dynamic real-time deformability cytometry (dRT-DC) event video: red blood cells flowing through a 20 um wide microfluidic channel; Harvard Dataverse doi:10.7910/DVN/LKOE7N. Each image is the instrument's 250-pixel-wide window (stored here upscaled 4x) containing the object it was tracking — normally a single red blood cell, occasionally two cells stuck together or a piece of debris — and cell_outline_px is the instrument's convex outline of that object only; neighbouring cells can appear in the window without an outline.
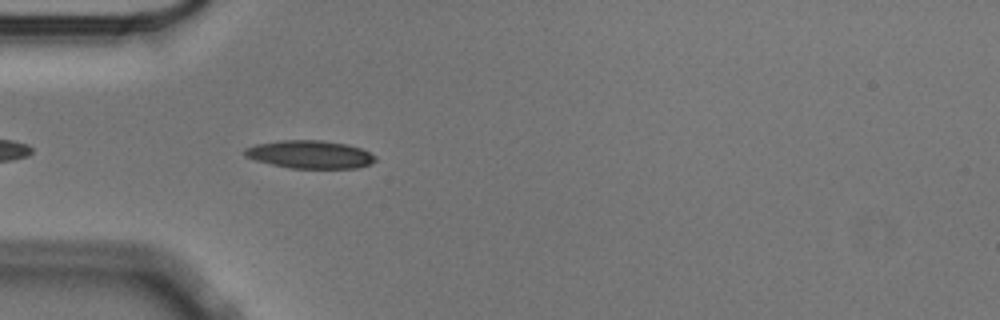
{"species": "Egyptian fruit bat (a non-hibernating species)", "species_latin": "Rousettus aegyptiacus", "temperature_condition": "cold", "stored_images_in_passage": 34, "camera_frame_rate_fps": 3000, "um_per_image_px": 0.085, "animal": {"sex": "male"}, "frame": {"image": 1, "passage_image": 4, "time_ms": 1.0, "image_size_px": [1000, 320], "cell_outline_px": [[376, 160], [372, 164], [356, 168], [288, 168], [256, 160], [244, 156], [244, 148], [256, 144], [280, 140], [320, 140], [348, 144], [360, 148], [376, 156]], "centroid_in_image_um": [26.35, 13.12], "position_along_channel_um": 58.7, "area_um2": 21.33}}
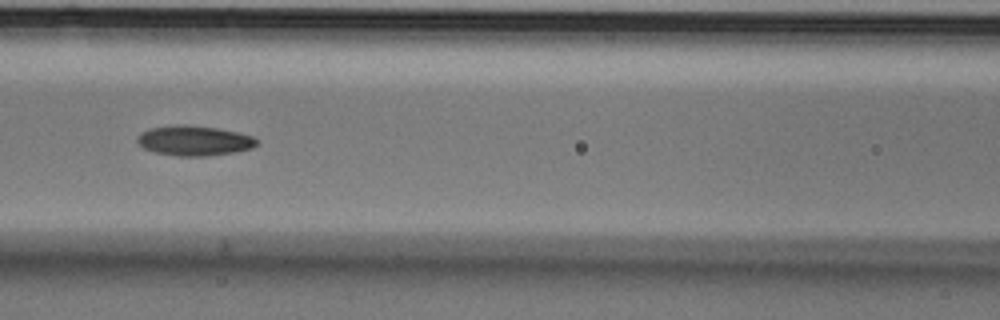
{"frame": {"image": 2, "passage_image": 12, "time_ms": 3.667, "image_size_px": [1000, 320], "cell_outline_px": [[260, 144], [252, 148], [236, 152], [208, 156], [176, 156], [156, 152], [144, 148], [136, 140], [136, 136], [140, 132], [148, 128], [176, 124], [184, 124], [216, 128], [236, 132], [252, 136], [260, 140]], "centroid_in_image_um": [16.51, 11.95], "position_along_channel_um": 150.1, "area_um2": 21.15}}
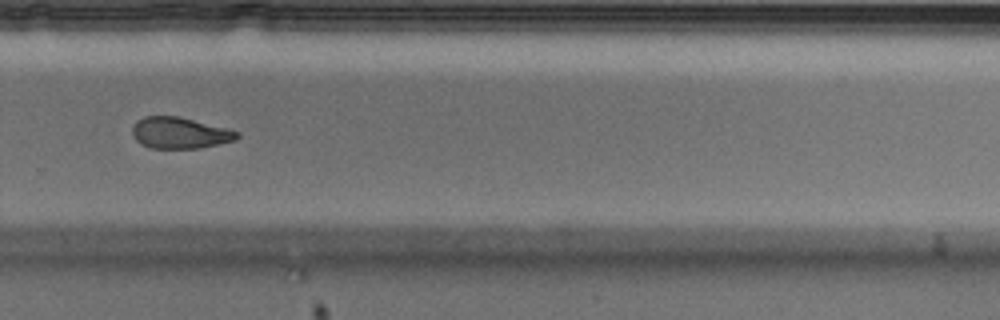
{"frame": {"image": 3, "passage_image": 26, "time_ms": 8.333, "image_size_px": [1000, 320], "cell_outline_px": [[240, 136], [236, 140], [200, 148], [152, 148], [140, 144], [136, 140], [132, 132], [132, 128], [136, 120], [144, 116], [180, 116], [240, 132]], "centroid_in_image_um": [15.27, 11.29], "position_along_channel_um": 314.5, "area_um2": 19.13}, "authors_computed_cell_mechanics": {"area_um2": 20.4612, "velocity_mm_per_s": 3.5383, "shape_relaxation_time_tau1_ms": 5.1311, "shape_relaxation_time_tau2_ms": 5.8176, "deformation_change_tau1": 0.1415, "deformation_change_tau2": 0.1251}}